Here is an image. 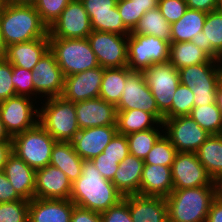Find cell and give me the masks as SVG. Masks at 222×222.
<instances>
[{
	"instance_id": "cell-45",
	"label": "cell",
	"mask_w": 222,
	"mask_h": 222,
	"mask_svg": "<svg viewBox=\"0 0 222 222\" xmlns=\"http://www.w3.org/2000/svg\"><path fill=\"white\" fill-rule=\"evenodd\" d=\"M158 8L170 24L180 20L188 9L186 0H158Z\"/></svg>"
},
{
	"instance_id": "cell-13",
	"label": "cell",
	"mask_w": 222,
	"mask_h": 222,
	"mask_svg": "<svg viewBox=\"0 0 222 222\" xmlns=\"http://www.w3.org/2000/svg\"><path fill=\"white\" fill-rule=\"evenodd\" d=\"M139 109L153 114L161 123L164 116L159 112L156 100L148 87L142 71L131 70L125 81L116 110Z\"/></svg>"
},
{
	"instance_id": "cell-5",
	"label": "cell",
	"mask_w": 222,
	"mask_h": 222,
	"mask_svg": "<svg viewBox=\"0 0 222 222\" xmlns=\"http://www.w3.org/2000/svg\"><path fill=\"white\" fill-rule=\"evenodd\" d=\"M49 43L64 77L100 66L87 38H49Z\"/></svg>"
},
{
	"instance_id": "cell-2",
	"label": "cell",
	"mask_w": 222,
	"mask_h": 222,
	"mask_svg": "<svg viewBox=\"0 0 222 222\" xmlns=\"http://www.w3.org/2000/svg\"><path fill=\"white\" fill-rule=\"evenodd\" d=\"M0 25L7 47L48 36V27L41 21L34 5L7 2L0 15Z\"/></svg>"
},
{
	"instance_id": "cell-30",
	"label": "cell",
	"mask_w": 222,
	"mask_h": 222,
	"mask_svg": "<svg viewBox=\"0 0 222 222\" xmlns=\"http://www.w3.org/2000/svg\"><path fill=\"white\" fill-rule=\"evenodd\" d=\"M117 133L128 135L157 127L161 122L151 113L139 110H116Z\"/></svg>"
},
{
	"instance_id": "cell-24",
	"label": "cell",
	"mask_w": 222,
	"mask_h": 222,
	"mask_svg": "<svg viewBox=\"0 0 222 222\" xmlns=\"http://www.w3.org/2000/svg\"><path fill=\"white\" fill-rule=\"evenodd\" d=\"M3 172L22 199L31 201L34 198L36 172L34 168L12 152L5 163Z\"/></svg>"
},
{
	"instance_id": "cell-26",
	"label": "cell",
	"mask_w": 222,
	"mask_h": 222,
	"mask_svg": "<svg viewBox=\"0 0 222 222\" xmlns=\"http://www.w3.org/2000/svg\"><path fill=\"white\" fill-rule=\"evenodd\" d=\"M173 190L171 167L144 164L139 194L166 198Z\"/></svg>"
},
{
	"instance_id": "cell-28",
	"label": "cell",
	"mask_w": 222,
	"mask_h": 222,
	"mask_svg": "<svg viewBox=\"0 0 222 222\" xmlns=\"http://www.w3.org/2000/svg\"><path fill=\"white\" fill-rule=\"evenodd\" d=\"M143 166L144 160L130 153L120 162L111 182L123 196L139 194Z\"/></svg>"
},
{
	"instance_id": "cell-6",
	"label": "cell",
	"mask_w": 222,
	"mask_h": 222,
	"mask_svg": "<svg viewBox=\"0 0 222 222\" xmlns=\"http://www.w3.org/2000/svg\"><path fill=\"white\" fill-rule=\"evenodd\" d=\"M56 140L39 124L12 137V152L35 170L50 164Z\"/></svg>"
},
{
	"instance_id": "cell-33",
	"label": "cell",
	"mask_w": 222,
	"mask_h": 222,
	"mask_svg": "<svg viewBox=\"0 0 222 222\" xmlns=\"http://www.w3.org/2000/svg\"><path fill=\"white\" fill-rule=\"evenodd\" d=\"M211 59L206 52L191 41L170 43L169 62L177 70L186 66L206 63Z\"/></svg>"
},
{
	"instance_id": "cell-21",
	"label": "cell",
	"mask_w": 222,
	"mask_h": 222,
	"mask_svg": "<svg viewBox=\"0 0 222 222\" xmlns=\"http://www.w3.org/2000/svg\"><path fill=\"white\" fill-rule=\"evenodd\" d=\"M116 133V125L86 128L80 130L71 143L83 160H92L103 152Z\"/></svg>"
},
{
	"instance_id": "cell-35",
	"label": "cell",
	"mask_w": 222,
	"mask_h": 222,
	"mask_svg": "<svg viewBox=\"0 0 222 222\" xmlns=\"http://www.w3.org/2000/svg\"><path fill=\"white\" fill-rule=\"evenodd\" d=\"M130 71L127 66L104 68L99 97L116 106L120 101L121 94L125 87L126 76Z\"/></svg>"
},
{
	"instance_id": "cell-22",
	"label": "cell",
	"mask_w": 222,
	"mask_h": 222,
	"mask_svg": "<svg viewBox=\"0 0 222 222\" xmlns=\"http://www.w3.org/2000/svg\"><path fill=\"white\" fill-rule=\"evenodd\" d=\"M76 205L70 199H37L30 201L28 222H70Z\"/></svg>"
},
{
	"instance_id": "cell-18",
	"label": "cell",
	"mask_w": 222,
	"mask_h": 222,
	"mask_svg": "<svg viewBox=\"0 0 222 222\" xmlns=\"http://www.w3.org/2000/svg\"><path fill=\"white\" fill-rule=\"evenodd\" d=\"M104 68L98 66L93 69L64 77L62 97L73 103L98 98Z\"/></svg>"
},
{
	"instance_id": "cell-3",
	"label": "cell",
	"mask_w": 222,
	"mask_h": 222,
	"mask_svg": "<svg viewBox=\"0 0 222 222\" xmlns=\"http://www.w3.org/2000/svg\"><path fill=\"white\" fill-rule=\"evenodd\" d=\"M214 198V186L173 189L165 198L168 222H206Z\"/></svg>"
},
{
	"instance_id": "cell-8",
	"label": "cell",
	"mask_w": 222,
	"mask_h": 222,
	"mask_svg": "<svg viewBox=\"0 0 222 222\" xmlns=\"http://www.w3.org/2000/svg\"><path fill=\"white\" fill-rule=\"evenodd\" d=\"M170 43L153 35L128 36L127 67L143 71L153 64L169 61Z\"/></svg>"
},
{
	"instance_id": "cell-43",
	"label": "cell",
	"mask_w": 222,
	"mask_h": 222,
	"mask_svg": "<svg viewBox=\"0 0 222 222\" xmlns=\"http://www.w3.org/2000/svg\"><path fill=\"white\" fill-rule=\"evenodd\" d=\"M117 9L121 15L124 25L132 31L138 21L145 14L144 11L132 0H118Z\"/></svg>"
},
{
	"instance_id": "cell-59",
	"label": "cell",
	"mask_w": 222,
	"mask_h": 222,
	"mask_svg": "<svg viewBox=\"0 0 222 222\" xmlns=\"http://www.w3.org/2000/svg\"><path fill=\"white\" fill-rule=\"evenodd\" d=\"M7 2L13 4L33 5L36 2V0H7Z\"/></svg>"
},
{
	"instance_id": "cell-54",
	"label": "cell",
	"mask_w": 222,
	"mask_h": 222,
	"mask_svg": "<svg viewBox=\"0 0 222 222\" xmlns=\"http://www.w3.org/2000/svg\"><path fill=\"white\" fill-rule=\"evenodd\" d=\"M135 2L145 13L149 10L158 7V0H132Z\"/></svg>"
},
{
	"instance_id": "cell-38",
	"label": "cell",
	"mask_w": 222,
	"mask_h": 222,
	"mask_svg": "<svg viewBox=\"0 0 222 222\" xmlns=\"http://www.w3.org/2000/svg\"><path fill=\"white\" fill-rule=\"evenodd\" d=\"M178 151L170 140L163 134L144 159V164L169 166L173 164Z\"/></svg>"
},
{
	"instance_id": "cell-51",
	"label": "cell",
	"mask_w": 222,
	"mask_h": 222,
	"mask_svg": "<svg viewBox=\"0 0 222 222\" xmlns=\"http://www.w3.org/2000/svg\"><path fill=\"white\" fill-rule=\"evenodd\" d=\"M219 0H186L187 7L206 13L217 10Z\"/></svg>"
},
{
	"instance_id": "cell-48",
	"label": "cell",
	"mask_w": 222,
	"mask_h": 222,
	"mask_svg": "<svg viewBox=\"0 0 222 222\" xmlns=\"http://www.w3.org/2000/svg\"><path fill=\"white\" fill-rule=\"evenodd\" d=\"M95 167L99 170L100 174L107 180L112 181L114 174L117 171L120 161L118 158L103 157V152L97 157L92 159Z\"/></svg>"
},
{
	"instance_id": "cell-49",
	"label": "cell",
	"mask_w": 222,
	"mask_h": 222,
	"mask_svg": "<svg viewBox=\"0 0 222 222\" xmlns=\"http://www.w3.org/2000/svg\"><path fill=\"white\" fill-rule=\"evenodd\" d=\"M17 200H22V198L17 194L4 172L0 171V203Z\"/></svg>"
},
{
	"instance_id": "cell-15",
	"label": "cell",
	"mask_w": 222,
	"mask_h": 222,
	"mask_svg": "<svg viewBox=\"0 0 222 222\" xmlns=\"http://www.w3.org/2000/svg\"><path fill=\"white\" fill-rule=\"evenodd\" d=\"M34 100L61 96L64 90V75L54 53L49 49L32 70ZM44 97V98H43Z\"/></svg>"
},
{
	"instance_id": "cell-4",
	"label": "cell",
	"mask_w": 222,
	"mask_h": 222,
	"mask_svg": "<svg viewBox=\"0 0 222 222\" xmlns=\"http://www.w3.org/2000/svg\"><path fill=\"white\" fill-rule=\"evenodd\" d=\"M39 103L38 123L56 141L71 142L80 131L75 103L62 96L43 99Z\"/></svg>"
},
{
	"instance_id": "cell-19",
	"label": "cell",
	"mask_w": 222,
	"mask_h": 222,
	"mask_svg": "<svg viewBox=\"0 0 222 222\" xmlns=\"http://www.w3.org/2000/svg\"><path fill=\"white\" fill-rule=\"evenodd\" d=\"M71 190L72 182L57 167L49 164L36 170L34 198L70 199Z\"/></svg>"
},
{
	"instance_id": "cell-52",
	"label": "cell",
	"mask_w": 222,
	"mask_h": 222,
	"mask_svg": "<svg viewBox=\"0 0 222 222\" xmlns=\"http://www.w3.org/2000/svg\"><path fill=\"white\" fill-rule=\"evenodd\" d=\"M206 222H222V201L219 199H213L206 217Z\"/></svg>"
},
{
	"instance_id": "cell-32",
	"label": "cell",
	"mask_w": 222,
	"mask_h": 222,
	"mask_svg": "<svg viewBox=\"0 0 222 222\" xmlns=\"http://www.w3.org/2000/svg\"><path fill=\"white\" fill-rule=\"evenodd\" d=\"M195 154L213 180L222 175V134L210 135Z\"/></svg>"
},
{
	"instance_id": "cell-61",
	"label": "cell",
	"mask_w": 222,
	"mask_h": 222,
	"mask_svg": "<svg viewBox=\"0 0 222 222\" xmlns=\"http://www.w3.org/2000/svg\"><path fill=\"white\" fill-rule=\"evenodd\" d=\"M7 4V0H0V15L3 12L5 5Z\"/></svg>"
},
{
	"instance_id": "cell-25",
	"label": "cell",
	"mask_w": 222,
	"mask_h": 222,
	"mask_svg": "<svg viewBox=\"0 0 222 222\" xmlns=\"http://www.w3.org/2000/svg\"><path fill=\"white\" fill-rule=\"evenodd\" d=\"M50 49L49 37L21 42L7 47L6 59L13 65L32 71Z\"/></svg>"
},
{
	"instance_id": "cell-53",
	"label": "cell",
	"mask_w": 222,
	"mask_h": 222,
	"mask_svg": "<svg viewBox=\"0 0 222 222\" xmlns=\"http://www.w3.org/2000/svg\"><path fill=\"white\" fill-rule=\"evenodd\" d=\"M12 153V141L0 142V171H3L9 155Z\"/></svg>"
},
{
	"instance_id": "cell-39",
	"label": "cell",
	"mask_w": 222,
	"mask_h": 222,
	"mask_svg": "<svg viewBox=\"0 0 222 222\" xmlns=\"http://www.w3.org/2000/svg\"><path fill=\"white\" fill-rule=\"evenodd\" d=\"M193 92L182 84H179L172 99L170 110L164 115V118H174L190 115L194 107Z\"/></svg>"
},
{
	"instance_id": "cell-42",
	"label": "cell",
	"mask_w": 222,
	"mask_h": 222,
	"mask_svg": "<svg viewBox=\"0 0 222 222\" xmlns=\"http://www.w3.org/2000/svg\"><path fill=\"white\" fill-rule=\"evenodd\" d=\"M12 82L14 84L16 96H26L34 99L32 71L13 66Z\"/></svg>"
},
{
	"instance_id": "cell-29",
	"label": "cell",
	"mask_w": 222,
	"mask_h": 222,
	"mask_svg": "<svg viewBox=\"0 0 222 222\" xmlns=\"http://www.w3.org/2000/svg\"><path fill=\"white\" fill-rule=\"evenodd\" d=\"M50 165L63 171L73 183L82 174L83 159L75 152L71 142L56 141L52 148Z\"/></svg>"
},
{
	"instance_id": "cell-27",
	"label": "cell",
	"mask_w": 222,
	"mask_h": 222,
	"mask_svg": "<svg viewBox=\"0 0 222 222\" xmlns=\"http://www.w3.org/2000/svg\"><path fill=\"white\" fill-rule=\"evenodd\" d=\"M212 59H222V13L218 10L207 13L203 30L191 40Z\"/></svg>"
},
{
	"instance_id": "cell-10",
	"label": "cell",
	"mask_w": 222,
	"mask_h": 222,
	"mask_svg": "<svg viewBox=\"0 0 222 222\" xmlns=\"http://www.w3.org/2000/svg\"><path fill=\"white\" fill-rule=\"evenodd\" d=\"M159 112L164 116L172 106V99L180 84L178 70L168 61L153 64L142 71Z\"/></svg>"
},
{
	"instance_id": "cell-57",
	"label": "cell",
	"mask_w": 222,
	"mask_h": 222,
	"mask_svg": "<svg viewBox=\"0 0 222 222\" xmlns=\"http://www.w3.org/2000/svg\"><path fill=\"white\" fill-rule=\"evenodd\" d=\"M7 54V46L4 43L2 34H1V25H0V59H5Z\"/></svg>"
},
{
	"instance_id": "cell-7",
	"label": "cell",
	"mask_w": 222,
	"mask_h": 222,
	"mask_svg": "<svg viewBox=\"0 0 222 222\" xmlns=\"http://www.w3.org/2000/svg\"><path fill=\"white\" fill-rule=\"evenodd\" d=\"M218 60L186 66L178 70L180 84L187 86L194 96V107L216 103Z\"/></svg>"
},
{
	"instance_id": "cell-58",
	"label": "cell",
	"mask_w": 222,
	"mask_h": 222,
	"mask_svg": "<svg viewBox=\"0 0 222 222\" xmlns=\"http://www.w3.org/2000/svg\"><path fill=\"white\" fill-rule=\"evenodd\" d=\"M217 77H218V88L222 90V59L218 60Z\"/></svg>"
},
{
	"instance_id": "cell-20",
	"label": "cell",
	"mask_w": 222,
	"mask_h": 222,
	"mask_svg": "<svg viewBox=\"0 0 222 222\" xmlns=\"http://www.w3.org/2000/svg\"><path fill=\"white\" fill-rule=\"evenodd\" d=\"M75 110L80 130L116 125V106L100 97L75 103Z\"/></svg>"
},
{
	"instance_id": "cell-1",
	"label": "cell",
	"mask_w": 222,
	"mask_h": 222,
	"mask_svg": "<svg viewBox=\"0 0 222 222\" xmlns=\"http://www.w3.org/2000/svg\"><path fill=\"white\" fill-rule=\"evenodd\" d=\"M123 197L115 185L100 174L92 160H83L82 174L72 183L70 195L76 206L101 214Z\"/></svg>"
},
{
	"instance_id": "cell-46",
	"label": "cell",
	"mask_w": 222,
	"mask_h": 222,
	"mask_svg": "<svg viewBox=\"0 0 222 222\" xmlns=\"http://www.w3.org/2000/svg\"><path fill=\"white\" fill-rule=\"evenodd\" d=\"M102 222H133L129 212V195L101 213Z\"/></svg>"
},
{
	"instance_id": "cell-60",
	"label": "cell",
	"mask_w": 222,
	"mask_h": 222,
	"mask_svg": "<svg viewBox=\"0 0 222 222\" xmlns=\"http://www.w3.org/2000/svg\"><path fill=\"white\" fill-rule=\"evenodd\" d=\"M216 102H217L218 108L221 110V113H222V90H220L219 88H217Z\"/></svg>"
},
{
	"instance_id": "cell-34",
	"label": "cell",
	"mask_w": 222,
	"mask_h": 222,
	"mask_svg": "<svg viewBox=\"0 0 222 222\" xmlns=\"http://www.w3.org/2000/svg\"><path fill=\"white\" fill-rule=\"evenodd\" d=\"M132 35H153L171 43V24L162 16L160 9L146 12L131 31Z\"/></svg>"
},
{
	"instance_id": "cell-17",
	"label": "cell",
	"mask_w": 222,
	"mask_h": 222,
	"mask_svg": "<svg viewBox=\"0 0 222 222\" xmlns=\"http://www.w3.org/2000/svg\"><path fill=\"white\" fill-rule=\"evenodd\" d=\"M89 15L92 31L110 32L129 36L131 31L124 25L117 9L118 0H81Z\"/></svg>"
},
{
	"instance_id": "cell-9",
	"label": "cell",
	"mask_w": 222,
	"mask_h": 222,
	"mask_svg": "<svg viewBox=\"0 0 222 222\" xmlns=\"http://www.w3.org/2000/svg\"><path fill=\"white\" fill-rule=\"evenodd\" d=\"M35 101V102H34ZM39 101L26 96H14L0 102V117L11 137L38 123Z\"/></svg>"
},
{
	"instance_id": "cell-16",
	"label": "cell",
	"mask_w": 222,
	"mask_h": 222,
	"mask_svg": "<svg viewBox=\"0 0 222 222\" xmlns=\"http://www.w3.org/2000/svg\"><path fill=\"white\" fill-rule=\"evenodd\" d=\"M171 172L173 189L214 186V180L193 152H178L171 165Z\"/></svg>"
},
{
	"instance_id": "cell-47",
	"label": "cell",
	"mask_w": 222,
	"mask_h": 222,
	"mask_svg": "<svg viewBox=\"0 0 222 222\" xmlns=\"http://www.w3.org/2000/svg\"><path fill=\"white\" fill-rule=\"evenodd\" d=\"M126 135L116 133L103 150V157L118 158L120 162L129 154Z\"/></svg>"
},
{
	"instance_id": "cell-14",
	"label": "cell",
	"mask_w": 222,
	"mask_h": 222,
	"mask_svg": "<svg viewBox=\"0 0 222 222\" xmlns=\"http://www.w3.org/2000/svg\"><path fill=\"white\" fill-rule=\"evenodd\" d=\"M87 39L101 67L106 69L127 66L128 36L92 31Z\"/></svg>"
},
{
	"instance_id": "cell-41",
	"label": "cell",
	"mask_w": 222,
	"mask_h": 222,
	"mask_svg": "<svg viewBox=\"0 0 222 222\" xmlns=\"http://www.w3.org/2000/svg\"><path fill=\"white\" fill-rule=\"evenodd\" d=\"M29 204L26 199L0 203V222H28Z\"/></svg>"
},
{
	"instance_id": "cell-62",
	"label": "cell",
	"mask_w": 222,
	"mask_h": 222,
	"mask_svg": "<svg viewBox=\"0 0 222 222\" xmlns=\"http://www.w3.org/2000/svg\"><path fill=\"white\" fill-rule=\"evenodd\" d=\"M217 10L222 13V0H219Z\"/></svg>"
},
{
	"instance_id": "cell-40",
	"label": "cell",
	"mask_w": 222,
	"mask_h": 222,
	"mask_svg": "<svg viewBox=\"0 0 222 222\" xmlns=\"http://www.w3.org/2000/svg\"><path fill=\"white\" fill-rule=\"evenodd\" d=\"M71 0H36L33 4L41 21L49 28Z\"/></svg>"
},
{
	"instance_id": "cell-12",
	"label": "cell",
	"mask_w": 222,
	"mask_h": 222,
	"mask_svg": "<svg viewBox=\"0 0 222 222\" xmlns=\"http://www.w3.org/2000/svg\"><path fill=\"white\" fill-rule=\"evenodd\" d=\"M92 32L91 21L81 0H71L48 28L49 38L82 39Z\"/></svg>"
},
{
	"instance_id": "cell-31",
	"label": "cell",
	"mask_w": 222,
	"mask_h": 222,
	"mask_svg": "<svg viewBox=\"0 0 222 222\" xmlns=\"http://www.w3.org/2000/svg\"><path fill=\"white\" fill-rule=\"evenodd\" d=\"M207 13L187 9L183 17L171 24V42H189L203 30Z\"/></svg>"
},
{
	"instance_id": "cell-56",
	"label": "cell",
	"mask_w": 222,
	"mask_h": 222,
	"mask_svg": "<svg viewBox=\"0 0 222 222\" xmlns=\"http://www.w3.org/2000/svg\"><path fill=\"white\" fill-rule=\"evenodd\" d=\"M2 141H12V137L6 131L5 126L3 122L1 121V117H0V142Z\"/></svg>"
},
{
	"instance_id": "cell-36",
	"label": "cell",
	"mask_w": 222,
	"mask_h": 222,
	"mask_svg": "<svg viewBox=\"0 0 222 222\" xmlns=\"http://www.w3.org/2000/svg\"><path fill=\"white\" fill-rule=\"evenodd\" d=\"M163 134V123H160L153 129L126 135L130 154L144 160L154 144Z\"/></svg>"
},
{
	"instance_id": "cell-44",
	"label": "cell",
	"mask_w": 222,
	"mask_h": 222,
	"mask_svg": "<svg viewBox=\"0 0 222 222\" xmlns=\"http://www.w3.org/2000/svg\"><path fill=\"white\" fill-rule=\"evenodd\" d=\"M12 71L13 65L6 58L0 59V102L16 96Z\"/></svg>"
},
{
	"instance_id": "cell-23",
	"label": "cell",
	"mask_w": 222,
	"mask_h": 222,
	"mask_svg": "<svg viewBox=\"0 0 222 222\" xmlns=\"http://www.w3.org/2000/svg\"><path fill=\"white\" fill-rule=\"evenodd\" d=\"M129 212L133 222H168L164 197L129 195Z\"/></svg>"
},
{
	"instance_id": "cell-11",
	"label": "cell",
	"mask_w": 222,
	"mask_h": 222,
	"mask_svg": "<svg viewBox=\"0 0 222 222\" xmlns=\"http://www.w3.org/2000/svg\"><path fill=\"white\" fill-rule=\"evenodd\" d=\"M164 135L178 152H193L210 137L190 115L164 118Z\"/></svg>"
},
{
	"instance_id": "cell-37",
	"label": "cell",
	"mask_w": 222,
	"mask_h": 222,
	"mask_svg": "<svg viewBox=\"0 0 222 222\" xmlns=\"http://www.w3.org/2000/svg\"><path fill=\"white\" fill-rule=\"evenodd\" d=\"M190 117L211 135L222 134V113L217 102L193 107Z\"/></svg>"
},
{
	"instance_id": "cell-55",
	"label": "cell",
	"mask_w": 222,
	"mask_h": 222,
	"mask_svg": "<svg viewBox=\"0 0 222 222\" xmlns=\"http://www.w3.org/2000/svg\"><path fill=\"white\" fill-rule=\"evenodd\" d=\"M215 198L222 201V175L214 180Z\"/></svg>"
},
{
	"instance_id": "cell-50",
	"label": "cell",
	"mask_w": 222,
	"mask_h": 222,
	"mask_svg": "<svg viewBox=\"0 0 222 222\" xmlns=\"http://www.w3.org/2000/svg\"><path fill=\"white\" fill-rule=\"evenodd\" d=\"M70 222H102V218L100 213L75 206Z\"/></svg>"
}]
</instances>
